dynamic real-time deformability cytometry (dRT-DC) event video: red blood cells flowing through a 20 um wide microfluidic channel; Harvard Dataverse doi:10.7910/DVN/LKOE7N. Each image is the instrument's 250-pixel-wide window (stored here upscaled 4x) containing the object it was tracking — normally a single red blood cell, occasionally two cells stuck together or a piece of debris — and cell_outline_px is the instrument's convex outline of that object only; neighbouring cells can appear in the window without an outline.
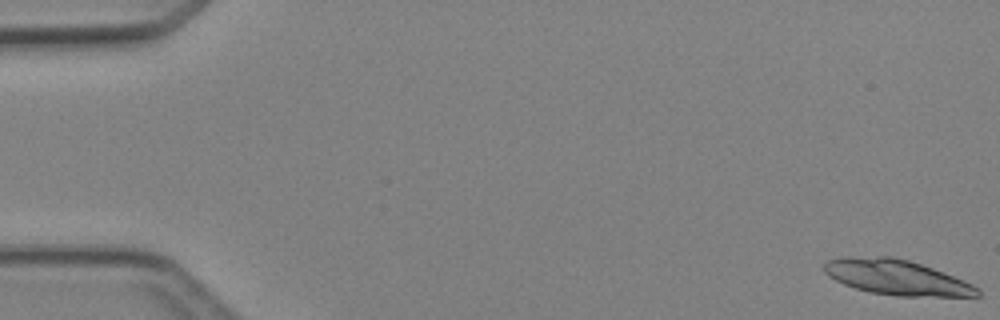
{"species": "Egyptian fruit bat (a non-hibernating species)", "species_latin": "Rousettus aegyptiacus", "temperature_condition": "cold", "stored_images_in_passage": 5, "camera_frame_rate_fps": 3000, "um_per_image_px": 0.085, "animal": {"sex": "female"}, "frame": {"image": 1, "passage_image": 1, "time_ms": 0.0, "image_size_px": [1000, 320], "cell_outline_px": [[980, 296], [896, 296], [868, 292], [844, 284], [828, 276], [824, 272], [824, 264], [828, 260], [848, 256], [888, 256], [908, 260], [932, 268], [964, 280], [980, 288]], "centroid_in_image_um": [76.2, 23.57], "position_along_channel_um": 8.8, "area_um2": 31.27}}